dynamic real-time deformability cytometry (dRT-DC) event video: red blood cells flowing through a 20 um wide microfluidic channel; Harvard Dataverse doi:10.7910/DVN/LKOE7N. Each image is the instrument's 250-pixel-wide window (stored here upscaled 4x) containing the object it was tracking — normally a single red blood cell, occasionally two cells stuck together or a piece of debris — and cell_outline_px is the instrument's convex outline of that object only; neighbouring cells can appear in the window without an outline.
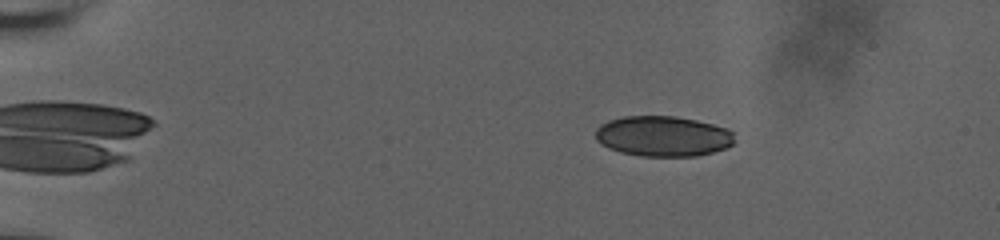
{"species": "human", "species_latin": "Homo sapiens", "temperature_condition": "room temperature", "stored_images_in_passage": 50, "camera_frame_rate_fps": 3000, "um_per_image_px": 0.085, "donor": {"sex": "male"}, "frame": {"image": 1, "passage_image": 3, "time_ms": 0.667, "image_size_px": [1000, 240], "cell_outline_px": [[732, 144], [728, 148], [696, 156], [640, 156], [620, 152], [608, 148], [600, 144], [596, 140], [596, 128], [600, 124], [608, 120], [624, 116], [676, 116], [696, 120], [728, 128], [732, 132]], "centroid_in_image_um": [56.32, 11.57], "position_along_channel_um": 28.7, "area_um2": 32.89}}
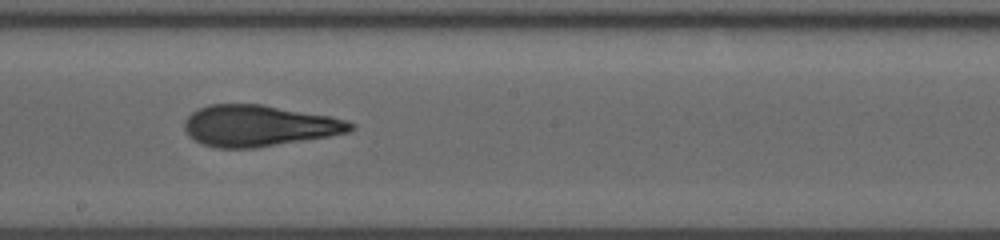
{"frame": {"image": 2, "passage_image": 27, "time_ms": 8.667, "image_size_px": [1000, 240], "cell_outline_px": [[356, 128], [348, 132], [328, 136], [256, 148], [216, 148], [204, 144], [188, 136], [184, 128], [184, 120], [192, 112], [208, 104], [260, 104], [328, 116], [344, 120], [356, 124]], "centroid_in_image_um": [21.97, 10.69], "position_along_channel_um": 226.2, "area_um2": 39.65}}
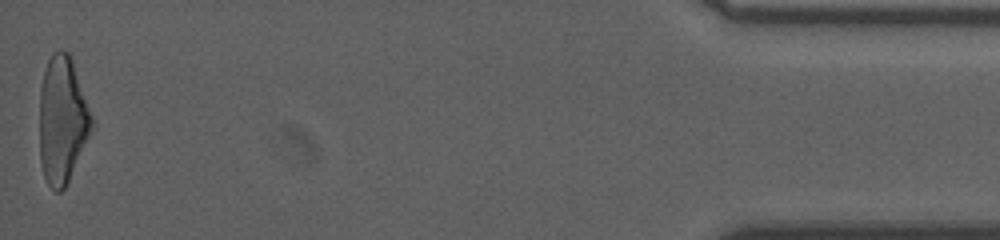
{"frame": {"image": 3, "passage_image": 50, "time_ms": 16.333, "image_size_px": [1000, 240], "cell_outline_px": [[92, 128], [68, 180], [64, 188], [60, 192], [56, 192], [48, 184], [44, 176], [40, 160], [40, 88], [44, 72], [48, 60], [52, 52], [60, 48], [68, 52], [72, 60], [92, 116]], "centroid_in_image_um": [5.27, 10.16], "position_along_channel_um": 429.9, "area_um2": 38.03}, "authors_computed_cell_mechanics": {"area_um2": 38.6104, "velocity_mm_per_s": 3.7332, "shape_relaxation_time_tau1_ms": 6.6284, "shape_relaxation_time_tau2_ms": 1.5126, "deformation_change_tau1": 0.2373, "deformation_change_tau2": 0.0983}}